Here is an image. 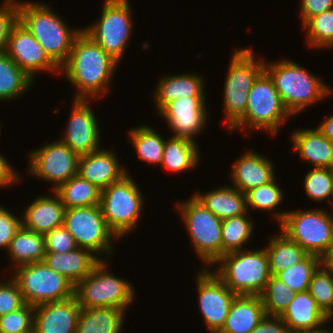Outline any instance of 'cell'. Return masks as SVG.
Returning a JSON list of instances; mask_svg holds the SVG:
<instances>
[{
	"label": "cell",
	"mask_w": 333,
	"mask_h": 333,
	"mask_svg": "<svg viewBox=\"0 0 333 333\" xmlns=\"http://www.w3.org/2000/svg\"><path fill=\"white\" fill-rule=\"evenodd\" d=\"M119 63L82 31L74 40L67 61L60 67L76 87L74 99L95 100L106 95Z\"/></svg>",
	"instance_id": "cell-1"
},
{
	"label": "cell",
	"mask_w": 333,
	"mask_h": 333,
	"mask_svg": "<svg viewBox=\"0 0 333 333\" xmlns=\"http://www.w3.org/2000/svg\"><path fill=\"white\" fill-rule=\"evenodd\" d=\"M18 21L34 36L48 56L61 67L83 28L73 30L45 3L16 1Z\"/></svg>",
	"instance_id": "cell-2"
},
{
	"label": "cell",
	"mask_w": 333,
	"mask_h": 333,
	"mask_svg": "<svg viewBox=\"0 0 333 333\" xmlns=\"http://www.w3.org/2000/svg\"><path fill=\"white\" fill-rule=\"evenodd\" d=\"M264 71L272 79L284 106L292 116L332 93V89L321 79L293 60L269 62V65L264 61Z\"/></svg>",
	"instance_id": "cell-3"
},
{
	"label": "cell",
	"mask_w": 333,
	"mask_h": 333,
	"mask_svg": "<svg viewBox=\"0 0 333 333\" xmlns=\"http://www.w3.org/2000/svg\"><path fill=\"white\" fill-rule=\"evenodd\" d=\"M214 273L237 295H259L271 277L265 248L224 254Z\"/></svg>",
	"instance_id": "cell-4"
},
{
	"label": "cell",
	"mask_w": 333,
	"mask_h": 333,
	"mask_svg": "<svg viewBox=\"0 0 333 333\" xmlns=\"http://www.w3.org/2000/svg\"><path fill=\"white\" fill-rule=\"evenodd\" d=\"M244 116L229 130H263L276 136L279 127L292 116L284 106L272 79L263 70L254 80Z\"/></svg>",
	"instance_id": "cell-5"
},
{
	"label": "cell",
	"mask_w": 333,
	"mask_h": 333,
	"mask_svg": "<svg viewBox=\"0 0 333 333\" xmlns=\"http://www.w3.org/2000/svg\"><path fill=\"white\" fill-rule=\"evenodd\" d=\"M254 54L250 47L235 49L231 55L222 104L228 130L244 116L252 84L264 70V58L257 60Z\"/></svg>",
	"instance_id": "cell-6"
},
{
	"label": "cell",
	"mask_w": 333,
	"mask_h": 333,
	"mask_svg": "<svg viewBox=\"0 0 333 333\" xmlns=\"http://www.w3.org/2000/svg\"><path fill=\"white\" fill-rule=\"evenodd\" d=\"M189 199V200H188ZM186 201L177 202L181 220L190 236L192 246L205 268L222 257V220L207 209L193 194Z\"/></svg>",
	"instance_id": "cell-7"
},
{
	"label": "cell",
	"mask_w": 333,
	"mask_h": 333,
	"mask_svg": "<svg viewBox=\"0 0 333 333\" xmlns=\"http://www.w3.org/2000/svg\"><path fill=\"white\" fill-rule=\"evenodd\" d=\"M128 174L101 190L100 207L118 241L134 231L144 206L143 194Z\"/></svg>",
	"instance_id": "cell-8"
},
{
	"label": "cell",
	"mask_w": 333,
	"mask_h": 333,
	"mask_svg": "<svg viewBox=\"0 0 333 333\" xmlns=\"http://www.w3.org/2000/svg\"><path fill=\"white\" fill-rule=\"evenodd\" d=\"M132 283L115 276L103 258L96 267L74 288V295L81 308L113 306L128 308L134 301Z\"/></svg>",
	"instance_id": "cell-9"
},
{
	"label": "cell",
	"mask_w": 333,
	"mask_h": 333,
	"mask_svg": "<svg viewBox=\"0 0 333 333\" xmlns=\"http://www.w3.org/2000/svg\"><path fill=\"white\" fill-rule=\"evenodd\" d=\"M279 227L308 254L322 258L333 245V212L321 208L287 211Z\"/></svg>",
	"instance_id": "cell-10"
},
{
	"label": "cell",
	"mask_w": 333,
	"mask_h": 333,
	"mask_svg": "<svg viewBox=\"0 0 333 333\" xmlns=\"http://www.w3.org/2000/svg\"><path fill=\"white\" fill-rule=\"evenodd\" d=\"M131 8L129 0H105L99 21L83 28L118 63L133 33Z\"/></svg>",
	"instance_id": "cell-11"
},
{
	"label": "cell",
	"mask_w": 333,
	"mask_h": 333,
	"mask_svg": "<svg viewBox=\"0 0 333 333\" xmlns=\"http://www.w3.org/2000/svg\"><path fill=\"white\" fill-rule=\"evenodd\" d=\"M16 281L26 304L37 306L74 296L75 286L43 261L14 268Z\"/></svg>",
	"instance_id": "cell-12"
},
{
	"label": "cell",
	"mask_w": 333,
	"mask_h": 333,
	"mask_svg": "<svg viewBox=\"0 0 333 333\" xmlns=\"http://www.w3.org/2000/svg\"><path fill=\"white\" fill-rule=\"evenodd\" d=\"M64 226L78 247L91 250L95 255H112V240L118 238L109 229L100 205L65 209Z\"/></svg>",
	"instance_id": "cell-13"
},
{
	"label": "cell",
	"mask_w": 333,
	"mask_h": 333,
	"mask_svg": "<svg viewBox=\"0 0 333 333\" xmlns=\"http://www.w3.org/2000/svg\"><path fill=\"white\" fill-rule=\"evenodd\" d=\"M57 140L28 154V173L47 183L51 182L52 191L78 174L79 156L66 144Z\"/></svg>",
	"instance_id": "cell-14"
},
{
	"label": "cell",
	"mask_w": 333,
	"mask_h": 333,
	"mask_svg": "<svg viewBox=\"0 0 333 333\" xmlns=\"http://www.w3.org/2000/svg\"><path fill=\"white\" fill-rule=\"evenodd\" d=\"M197 297L200 314L209 333H218L225 324L230 306L237 295L212 271L203 266L197 273Z\"/></svg>",
	"instance_id": "cell-15"
},
{
	"label": "cell",
	"mask_w": 333,
	"mask_h": 333,
	"mask_svg": "<svg viewBox=\"0 0 333 333\" xmlns=\"http://www.w3.org/2000/svg\"><path fill=\"white\" fill-rule=\"evenodd\" d=\"M5 52L33 80L42 71L60 74V67L18 20L11 28Z\"/></svg>",
	"instance_id": "cell-16"
},
{
	"label": "cell",
	"mask_w": 333,
	"mask_h": 333,
	"mask_svg": "<svg viewBox=\"0 0 333 333\" xmlns=\"http://www.w3.org/2000/svg\"><path fill=\"white\" fill-rule=\"evenodd\" d=\"M66 131L59 139L78 156L101 149L100 132L96 115L89 104L91 100L74 99Z\"/></svg>",
	"instance_id": "cell-17"
},
{
	"label": "cell",
	"mask_w": 333,
	"mask_h": 333,
	"mask_svg": "<svg viewBox=\"0 0 333 333\" xmlns=\"http://www.w3.org/2000/svg\"><path fill=\"white\" fill-rule=\"evenodd\" d=\"M206 97H180L167 103L159 112L170 130L172 137H185L193 141L202 133L207 123ZM201 131V132H200Z\"/></svg>",
	"instance_id": "cell-18"
},
{
	"label": "cell",
	"mask_w": 333,
	"mask_h": 333,
	"mask_svg": "<svg viewBox=\"0 0 333 333\" xmlns=\"http://www.w3.org/2000/svg\"><path fill=\"white\" fill-rule=\"evenodd\" d=\"M81 307L74 296L34 307L33 333H76Z\"/></svg>",
	"instance_id": "cell-19"
},
{
	"label": "cell",
	"mask_w": 333,
	"mask_h": 333,
	"mask_svg": "<svg viewBox=\"0 0 333 333\" xmlns=\"http://www.w3.org/2000/svg\"><path fill=\"white\" fill-rule=\"evenodd\" d=\"M280 317L290 333H319L329 322L308 290L296 293Z\"/></svg>",
	"instance_id": "cell-20"
},
{
	"label": "cell",
	"mask_w": 333,
	"mask_h": 333,
	"mask_svg": "<svg viewBox=\"0 0 333 333\" xmlns=\"http://www.w3.org/2000/svg\"><path fill=\"white\" fill-rule=\"evenodd\" d=\"M119 162L113 151L102 148L79 156L78 174L102 190L129 172Z\"/></svg>",
	"instance_id": "cell-21"
},
{
	"label": "cell",
	"mask_w": 333,
	"mask_h": 333,
	"mask_svg": "<svg viewBox=\"0 0 333 333\" xmlns=\"http://www.w3.org/2000/svg\"><path fill=\"white\" fill-rule=\"evenodd\" d=\"M274 164L269 158L252 150L242 154L231 168L232 186L244 194L256 187L272 181L275 176Z\"/></svg>",
	"instance_id": "cell-22"
},
{
	"label": "cell",
	"mask_w": 333,
	"mask_h": 333,
	"mask_svg": "<svg viewBox=\"0 0 333 333\" xmlns=\"http://www.w3.org/2000/svg\"><path fill=\"white\" fill-rule=\"evenodd\" d=\"M52 195L37 196L25 208L21 217L24 228L44 235L64 225L65 206L54 191Z\"/></svg>",
	"instance_id": "cell-23"
},
{
	"label": "cell",
	"mask_w": 333,
	"mask_h": 333,
	"mask_svg": "<svg viewBox=\"0 0 333 333\" xmlns=\"http://www.w3.org/2000/svg\"><path fill=\"white\" fill-rule=\"evenodd\" d=\"M204 81L203 75L190 72L160 77L152 96L157 112L180 97H206Z\"/></svg>",
	"instance_id": "cell-24"
},
{
	"label": "cell",
	"mask_w": 333,
	"mask_h": 333,
	"mask_svg": "<svg viewBox=\"0 0 333 333\" xmlns=\"http://www.w3.org/2000/svg\"><path fill=\"white\" fill-rule=\"evenodd\" d=\"M93 254L91 250L80 247L66 253L45 252L43 262L75 286L102 260Z\"/></svg>",
	"instance_id": "cell-25"
},
{
	"label": "cell",
	"mask_w": 333,
	"mask_h": 333,
	"mask_svg": "<svg viewBox=\"0 0 333 333\" xmlns=\"http://www.w3.org/2000/svg\"><path fill=\"white\" fill-rule=\"evenodd\" d=\"M293 150L314 168L332 169L333 146L318 129H300L292 132Z\"/></svg>",
	"instance_id": "cell-26"
},
{
	"label": "cell",
	"mask_w": 333,
	"mask_h": 333,
	"mask_svg": "<svg viewBox=\"0 0 333 333\" xmlns=\"http://www.w3.org/2000/svg\"><path fill=\"white\" fill-rule=\"evenodd\" d=\"M266 315L259 295H236L218 333H249Z\"/></svg>",
	"instance_id": "cell-27"
},
{
	"label": "cell",
	"mask_w": 333,
	"mask_h": 333,
	"mask_svg": "<svg viewBox=\"0 0 333 333\" xmlns=\"http://www.w3.org/2000/svg\"><path fill=\"white\" fill-rule=\"evenodd\" d=\"M194 196L221 220L249 213L245 194L232 185H224L204 194L196 192Z\"/></svg>",
	"instance_id": "cell-28"
},
{
	"label": "cell",
	"mask_w": 333,
	"mask_h": 333,
	"mask_svg": "<svg viewBox=\"0 0 333 333\" xmlns=\"http://www.w3.org/2000/svg\"><path fill=\"white\" fill-rule=\"evenodd\" d=\"M127 309L113 306L82 308L76 333H121Z\"/></svg>",
	"instance_id": "cell-29"
},
{
	"label": "cell",
	"mask_w": 333,
	"mask_h": 333,
	"mask_svg": "<svg viewBox=\"0 0 333 333\" xmlns=\"http://www.w3.org/2000/svg\"><path fill=\"white\" fill-rule=\"evenodd\" d=\"M197 141L185 137H168L165 140L163 160L160 166L171 172L181 173L195 169L200 155Z\"/></svg>",
	"instance_id": "cell-30"
},
{
	"label": "cell",
	"mask_w": 333,
	"mask_h": 333,
	"mask_svg": "<svg viewBox=\"0 0 333 333\" xmlns=\"http://www.w3.org/2000/svg\"><path fill=\"white\" fill-rule=\"evenodd\" d=\"M7 253L11 262L19 267L43 261L45 255L44 235L21 226L11 240Z\"/></svg>",
	"instance_id": "cell-31"
},
{
	"label": "cell",
	"mask_w": 333,
	"mask_h": 333,
	"mask_svg": "<svg viewBox=\"0 0 333 333\" xmlns=\"http://www.w3.org/2000/svg\"><path fill=\"white\" fill-rule=\"evenodd\" d=\"M279 234V235H278ZM272 237L264 248L269 262L271 276L299 263L308 253L281 230Z\"/></svg>",
	"instance_id": "cell-32"
},
{
	"label": "cell",
	"mask_w": 333,
	"mask_h": 333,
	"mask_svg": "<svg viewBox=\"0 0 333 333\" xmlns=\"http://www.w3.org/2000/svg\"><path fill=\"white\" fill-rule=\"evenodd\" d=\"M65 209L100 205L101 189L79 174L70 178L54 191Z\"/></svg>",
	"instance_id": "cell-33"
},
{
	"label": "cell",
	"mask_w": 333,
	"mask_h": 333,
	"mask_svg": "<svg viewBox=\"0 0 333 333\" xmlns=\"http://www.w3.org/2000/svg\"><path fill=\"white\" fill-rule=\"evenodd\" d=\"M33 83L35 81L6 52L0 53V102L19 98Z\"/></svg>",
	"instance_id": "cell-34"
},
{
	"label": "cell",
	"mask_w": 333,
	"mask_h": 333,
	"mask_svg": "<svg viewBox=\"0 0 333 333\" xmlns=\"http://www.w3.org/2000/svg\"><path fill=\"white\" fill-rule=\"evenodd\" d=\"M129 139L138 159L148 164L161 165L163 160L165 140L152 127L141 125L129 131Z\"/></svg>",
	"instance_id": "cell-35"
},
{
	"label": "cell",
	"mask_w": 333,
	"mask_h": 333,
	"mask_svg": "<svg viewBox=\"0 0 333 333\" xmlns=\"http://www.w3.org/2000/svg\"><path fill=\"white\" fill-rule=\"evenodd\" d=\"M247 213L222 220V256L229 252L240 251L253 234V220ZM244 244V245H243Z\"/></svg>",
	"instance_id": "cell-36"
},
{
	"label": "cell",
	"mask_w": 333,
	"mask_h": 333,
	"mask_svg": "<svg viewBox=\"0 0 333 333\" xmlns=\"http://www.w3.org/2000/svg\"><path fill=\"white\" fill-rule=\"evenodd\" d=\"M274 178L272 181L263 184L259 187L253 188L245 193L246 196V206L248 212L251 209L262 210L264 212L272 211L275 216V219L278 221L279 225L285 218L287 211H277V206H279L284 199V193L282 188L277 185L276 180Z\"/></svg>",
	"instance_id": "cell-37"
},
{
	"label": "cell",
	"mask_w": 333,
	"mask_h": 333,
	"mask_svg": "<svg viewBox=\"0 0 333 333\" xmlns=\"http://www.w3.org/2000/svg\"><path fill=\"white\" fill-rule=\"evenodd\" d=\"M322 264V258L308 254L299 263L279 272L276 277L284 282L294 293L307 291L314 272Z\"/></svg>",
	"instance_id": "cell-38"
},
{
	"label": "cell",
	"mask_w": 333,
	"mask_h": 333,
	"mask_svg": "<svg viewBox=\"0 0 333 333\" xmlns=\"http://www.w3.org/2000/svg\"><path fill=\"white\" fill-rule=\"evenodd\" d=\"M295 294L284 282L276 276H271L259 296L267 315L280 316Z\"/></svg>",
	"instance_id": "cell-39"
},
{
	"label": "cell",
	"mask_w": 333,
	"mask_h": 333,
	"mask_svg": "<svg viewBox=\"0 0 333 333\" xmlns=\"http://www.w3.org/2000/svg\"><path fill=\"white\" fill-rule=\"evenodd\" d=\"M303 28L308 47L316 49L333 46V8L308 20Z\"/></svg>",
	"instance_id": "cell-40"
},
{
	"label": "cell",
	"mask_w": 333,
	"mask_h": 333,
	"mask_svg": "<svg viewBox=\"0 0 333 333\" xmlns=\"http://www.w3.org/2000/svg\"><path fill=\"white\" fill-rule=\"evenodd\" d=\"M308 291L329 319L333 315V274L323 264L314 272Z\"/></svg>",
	"instance_id": "cell-41"
},
{
	"label": "cell",
	"mask_w": 333,
	"mask_h": 333,
	"mask_svg": "<svg viewBox=\"0 0 333 333\" xmlns=\"http://www.w3.org/2000/svg\"><path fill=\"white\" fill-rule=\"evenodd\" d=\"M303 183L306 195L312 200H332V169L313 168L306 173Z\"/></svg>",
	"instance_id": "cell-42"
},
{
	"label": "cell",
	"mask_w": 333,
	"mask_h": 333,
	"mask_svg": "<svg viewBox=\"0 0 333 333\" xmlns=\"http://www.w3.org/2000/svg\"><path fill=\"white\" fill-rule=\"evenodd\" d=\"M34 306L24 304L20 309L0 316V333H33Z\"/></svg>",
	"instance_id": "cell-43"
},
{
	"label": "cell",
	"mask_w": 333,
	"mask_h": 333,
	"mask_svg": "<svg viewBox=\"0 0 333 333\" xmlns=\"http://www.w3.org/2000/svg\"><path fill=\"white\" fill-rule=\"evenodd\" d=\"M10 280H0V316L20 309L25 301L16 281L9 276Z\"/></svg>",
	"instance_id": "cell-44"
},
{
	"label": "cell",
	"mask_w": 333,
	"mask_h": 333,
	"mask_svg": "<svg viewBox=\"0 0 333 333\" xmlns=\"http://www.w3.org/2000/svg\"><path fill=\"white\" fill-rule=\"evenodd\" d=\"M45 252L66 253L78 247L73 236L62 225L44 234Z\"/></svg>",
	"instance_id": "cell-45"
},
{
	"label": "cell",
	"mask_w": 333,
	"mask_h": 333,
	"mask_svg": "<svg viewBox=\"0 0 333 333\" xmlns=\"http://www.w3.org/2000/svg\"><path fill=\"white\" fill-rule=\"evenodd\" d=\"M18 20L16 0H5L0 6V53L5 52L11 28Z\"/></svg>",
	"instance_id": "cell-46"
},
{
	"label": "cell",
	"mask_w": 333,
	"mask_h": 333,
	"mask_svg": "<svg viewBox=\"0 0 333 333\" xmlns=\"http://www.w3.org/2000/svg\"><path fill=\"white\" fill-rule=\"evenodd\" d=\"M22 226V219L0 206V249H7L16 232Z\"/></svg>",
	"instance_id": "cell-47"
},
{
	"label": "cell",
	"mask_w": 333,
	"mask_h": 333,
	"mask_svg": "<svg viewBox=\"0 0 333 333\" xmlns=\"http://www.w3.org/2000/svg\"><path fill=\"white\" fill-rule=\"evenodd\" d=\"M302 26L312 17L333 8V0H300Z\"/></svg>",
	"instance_id": "cell-48"
},
{
	"label": "cell",
	"mask_w": 333,
	"mask_h": 333,
	"mask_svg": "<svg viewBox=\"0 0 333 333\" xmlns=\"http://www.w3.org/2000/svg\"><path fill=\"white\" fill-rule=\"evenodd\" d=\"M249 333H290L280 316L265 315L260 323Z\"/></svg>",
	"instance_id": "cell-49"
},
{
	"label": "cell",
	"mask_w": 333,
	"mask_h": 333,
	"mask_svg": "<svg viewBox=\"0 0 333 333\" xmlns=\"http://www.w3.org/2000/svg\"><path fill=\"white\" fill-rule=\"evenodd\" d=\"M18 176H20L18 171H16L14 167L11 166L2 155H0V189L18 183L20 180V177Z\"/></svg>",
	"instance_id": "cell-50"
},
{
	"label": "cell",
	"mask_w": 333,
	"mask_h": 333,
	"mask_svg": "<svg viewBox=\"0 0 333 333\" xmlns=\"http://www.w3.org/2000/svg\"><path fill=\"white\" fill-rule=\"evenodd\" d=\"M317 129L331 142H333V114L329 115L320 125L317 126Z\"/></svg>",
	"instance_id": "cell-51"
},
{
	"label": "cell",
	"mask_w": 333,
	"mask_h": 333,
	"mask_svg": "<svg viewBox=\"0 0 333 333\" xmlns=\"http://www.w3.org/2000/svg\"><path fill=\"white\" fill-rule=\"evenodd\" d=\"M322 264L333 274V245L322 257Z\"/></svg>",
	"instance_id": "cell-52"
},
{
	"label": "cell",
	"mask_w": 333,
	"mask_h": 333,
	"mask_svg": "<svg viewBox=\"0 0 333 333\" xmlns=\"http://www.w3.org/2000/svg\"><path fill=\"white\" fill-rule=\"evenodd\" d=\"M332 199H333V169H332ZM332 201H333V200H332ZM332 201H331L332 205L330 206L331 209H332V207H333V202H332ZM331 211H333V209H332Z\"/></svg>",
	"instance_id": "cell-53"
},
{
	"label": "cell",
	"mask_w": 333,
	"mask_h": 333,
	"mask_svg": "<svg viewBox=\"0 0 333 333\" xmlns=\"http://www.w3.org/2000/svg\"><path fill=\"white\" fill-rule=\"evenodd\" d=\"M319 333H331V331H330V330H328V329H325L324 331H322V332H319Z\"/></svg>",
	"instance_id": "cell-54"
}]
</instances>
